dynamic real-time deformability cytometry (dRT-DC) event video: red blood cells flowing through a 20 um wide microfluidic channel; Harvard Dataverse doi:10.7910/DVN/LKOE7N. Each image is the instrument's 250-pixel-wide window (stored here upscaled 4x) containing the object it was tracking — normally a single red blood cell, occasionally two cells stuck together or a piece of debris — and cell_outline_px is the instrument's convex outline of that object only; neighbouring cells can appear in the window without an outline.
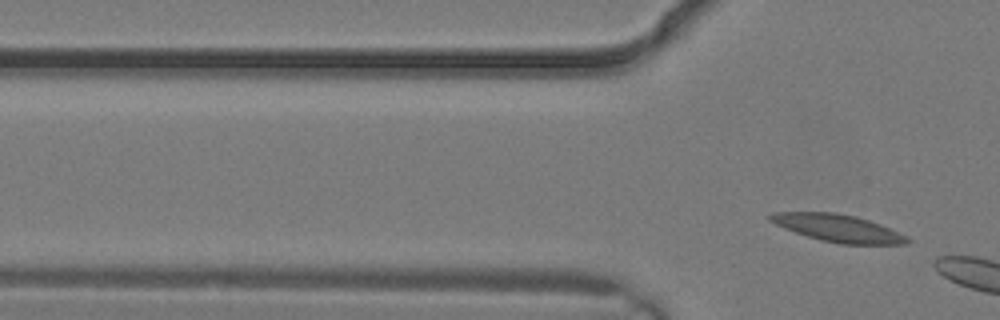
{"species": "common noctule bat (a hibernating species)", "species_latin": "Nyctalus noctula", "temperature_condition": "warm", "stored_images_in_passage": 2, "camera_frame_rate_fps": 3000, "um_per_image_px": 0.085, "animal": {"sex": "male", "body_mass_g": 19.2, "forearm_length_mm": 51.8}, "frame": {"image": 1, "passage_image": 2, "time_ms": 0.333, "image_size_px": [1000, 320], "cell_outline_px": [[912, 240], [908, 244], [840, 244], [820, 240], [784, 228], [768, 220], [764, 216], [772, 212], [836, 212], [856, 216], [880, 224], [908, 236]], "centroid_in_image_um": [71.22, 19.38], "position_along_channel_um": 54.6, "area_um2": 22.02}}